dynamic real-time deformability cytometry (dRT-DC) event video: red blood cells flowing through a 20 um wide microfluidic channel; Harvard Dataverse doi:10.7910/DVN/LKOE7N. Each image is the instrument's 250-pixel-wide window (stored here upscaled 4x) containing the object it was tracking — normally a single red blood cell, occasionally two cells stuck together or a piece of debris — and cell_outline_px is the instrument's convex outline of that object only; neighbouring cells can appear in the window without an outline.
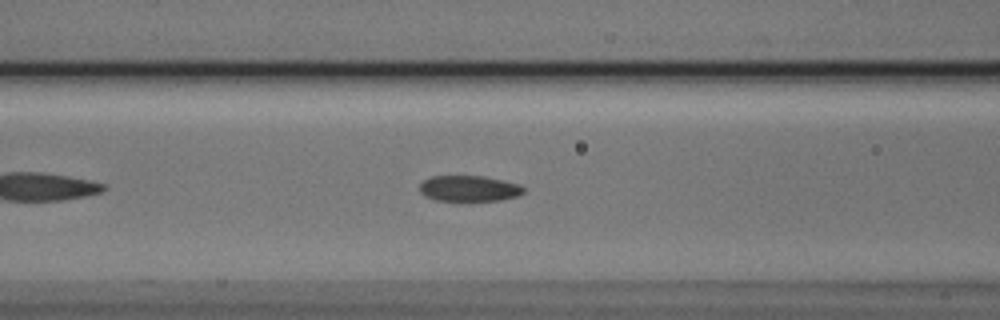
{"species": "Egyptian fruit bat (a non-hibernating species)", "species_latin": "Rousettus aegyptiacus", "temperature_condition": "cold", "stored_images_in_passage": 38, "camera_frame_rate_fps": 3000, "um_per_image_px": 0.085, "animal": {"sex": "male"}, "frame": {"image": 1, "passage_image": 7, "time_ms": 2.0, "image_size_px": [1000, 320], "cell_outline_px": [[524, 192], [520, 196], [500, 200], [464, 204], [436, 200], [424, 196], [420, 192], [420, 184], [424, 180], [432, 176], [484, 176], [504, 180], [516, 184], [524, 188]], "centroid_in_image_um": [39.86, 16.08], "position_along_channel_um": 126.7, "area_um2": 16.47}}
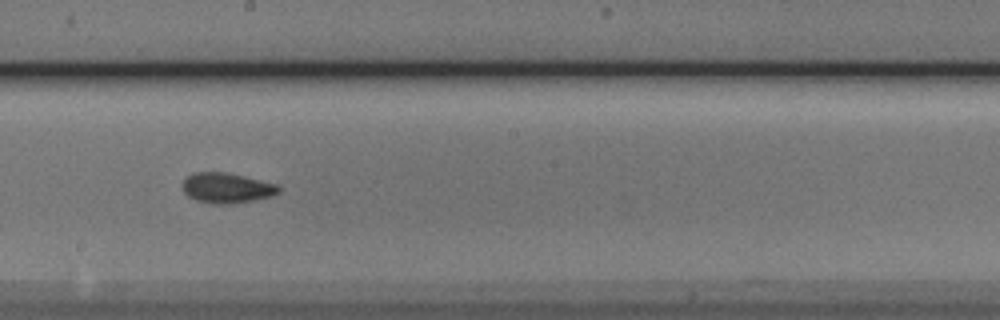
{"frame": {"image": 2, "passage_image": 15, "time_ms": 4.667, "image_size_px": [1000, 320], "cell_outline_px": [[280, 192], [272, 196], [256, 200], [232, 204], [212, 204], [196, 200], [188, 196], [184, 192], [180, 184], [192, 172], [224, 172], [244, 176], [276, 184], [280, 188]], "centroid_in_image_um": [19.25, 15.98], "position_along_channel_um": 228.9, "area_um2": 17.11}}
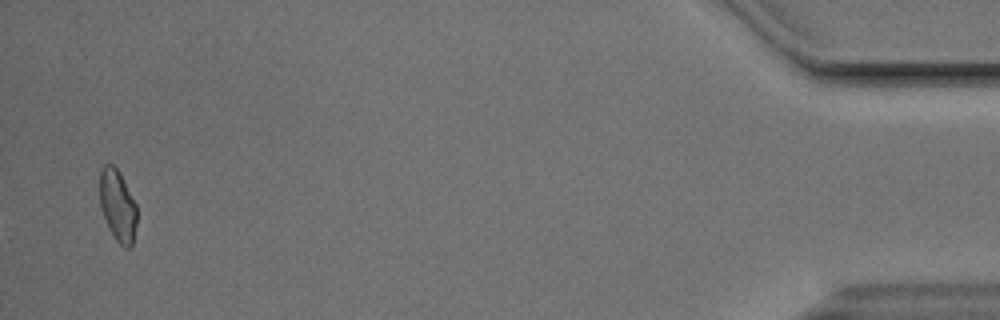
{"frame": {"image": 3, "passage_image": 37, "time_ms": 12.0, "image_size_px": [1000, 320], "cell_outline_px": [[136, 224], [132, 244], [128, 248], [124, 248], [116, 240], [100, 208], [100, 168], [104, 164], [112, 164], [120, 172], [136, 204]], "centroid_in_image_um": [9.99, 17.43], "position_along_channel_um": 425.2, "area_um2": 15.32}, "authors_computed_cell_mechanics": {"area_um2": 16.2996, "velocity_mm_per_s": 3.8449, "shape_relaxation_time_tau1_ms": 5.0897, "shape_relaxation_time_tau2_ms": 2.8071, "deformation_change_tau1": 0.1387, "deformation_change_tau2": 0.084}}